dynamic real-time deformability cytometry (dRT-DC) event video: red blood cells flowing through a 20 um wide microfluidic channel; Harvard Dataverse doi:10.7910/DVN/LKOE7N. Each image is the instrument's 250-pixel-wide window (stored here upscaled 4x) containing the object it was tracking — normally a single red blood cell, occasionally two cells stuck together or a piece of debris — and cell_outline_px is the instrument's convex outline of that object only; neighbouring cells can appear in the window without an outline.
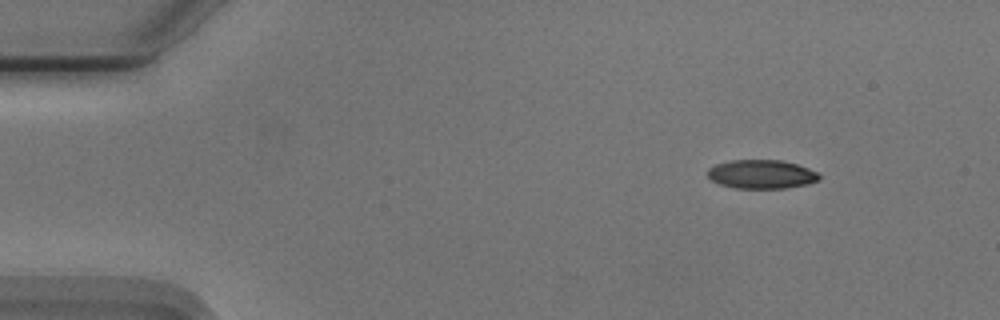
{"species": "Egyptian fruit bat (a non-hibernating species)", "species_latin": "Rousettus aegyptiacus", "temperature_condition": "cold", "stored_images_in_passage": 49, "camera_frame_rate_fps": 3000, "um_per_image_px": 0.085, "animal": {"sex": "male"}, "frame": {"image": 1, "passage_image": 1, "time_ms": 0.0, "image_size_px": [1000, 320], "cell_outline_px": [[820, 180], [808, 184], [784, 188], [732, 188], [720, 184], [712, 180], [708, 176], [708, 168], [716, 164], [728, 160], [780, 160], [796, 164], [820, 172]], "centroid_in_image_um": [64.74, 14.81], "position_along_channel_um": 20.3, "area_um2": 18.84}}
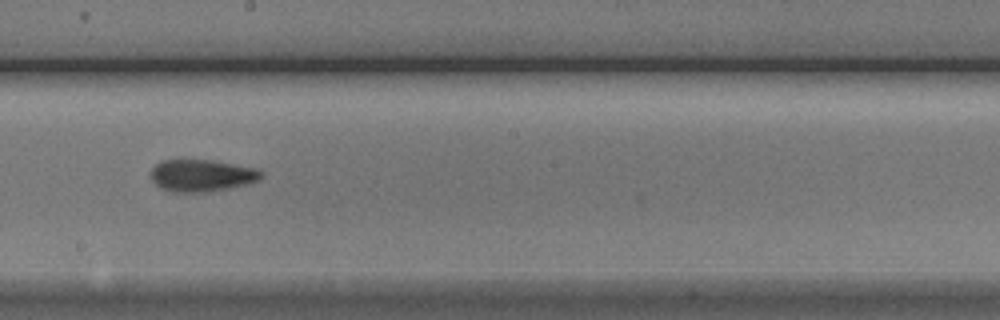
{"frame": {"image": 2, "passage_image": 25, "time_ms": 8.0, "image_size_px": [1000, 320], "cell_outline_px": [[264, 176], [260, 180], [248, 184], [208, 192], [168, 192], [160, 188], [152, 180], [152, 168], [156, 164], [164, 160], [212, 160], [256, 168], [264, 172]], "centroid_in_image_um": [17.18, 14.93], "position_along_channel_um": 231.0, "area_um2": 20.75}}
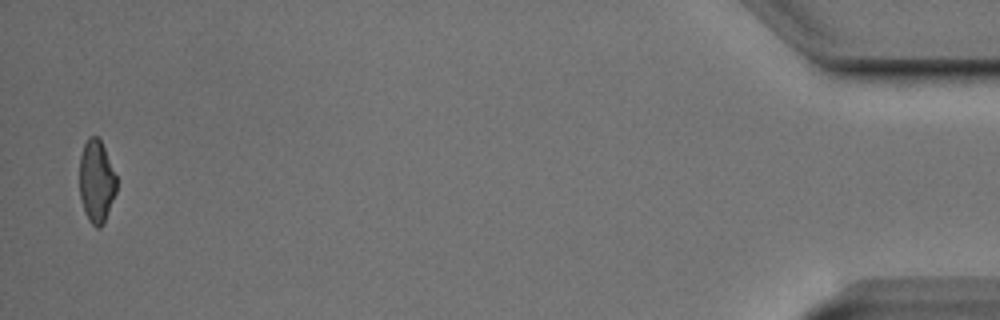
{"frame": {"image": 3, "passage_image": 48, "time_ms": 15.667, "image_size_px": [1000, 320], "cell_outline_px": [[116, 192], [104, 224], [100, 228], [96, 228], [88, 220], [84, 212], [80, 196], [80, 156], [84, 144], [88, 136], [96, 136], [100, 140], [104, 148], [116, 176]], "centroid_in_image_um": [8.19, 15.45], "position_along_channel_um": 427.0, "area_um2": 17.8}, "authors_computed_cell_mechanics": {"area_um2": 19.5364, "velocity_mm_per_s": 3.7497, "shape_relaxation_time_tau1_ms": 2.8078, "shape_relaxation_time_tau2_ms": 2.091, "deformation_change_tau1": 0.1378, "deformation_change_tau2": 0.1006}}